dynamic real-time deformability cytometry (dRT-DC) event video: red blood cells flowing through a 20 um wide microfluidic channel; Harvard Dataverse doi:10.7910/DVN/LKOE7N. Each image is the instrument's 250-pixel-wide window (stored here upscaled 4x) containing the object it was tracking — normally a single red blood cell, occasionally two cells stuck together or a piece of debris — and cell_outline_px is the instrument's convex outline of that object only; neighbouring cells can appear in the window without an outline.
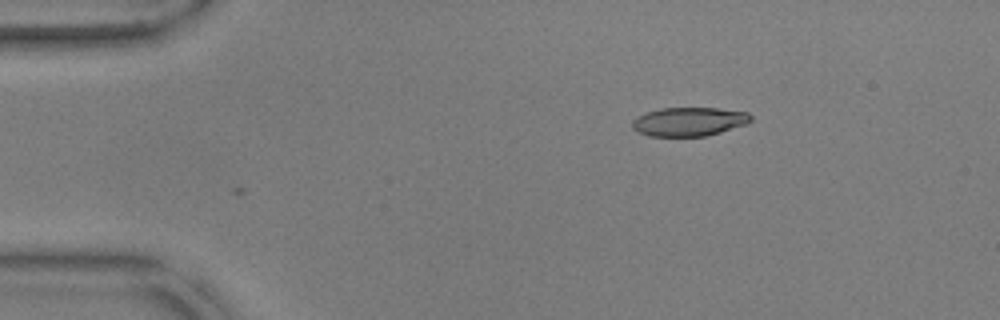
{"species": "common noctule bat (a hibernating species)", "species_latin": "Nyctalus noctula", "temperature_condition": "warm", "stored_images_in_passage": 2, "camera_frame_rate_fps": 3000, "um_per_image_px": 0.085, "animal": {"sex": "male", "body_mass_g": 17.9, "forearm_length_mm": 54.2}, "frame": {"image": 1, "passage_image": 2, "time_ms": 0.333, "image_size_px": [1000, 320], "cell_outline_px": [[752, 120], [748, 124], [720, 132], [704, 136], [648, 136], [636, 132], [632, 128], [632, 120], [636, 116], [660, 108], [716, 108], [748, 112], [752, 116]], "centroid_in_image_um": [58.56, 10.34], "position_along_channel_um": 26.4, "area_um2": 20.06}}